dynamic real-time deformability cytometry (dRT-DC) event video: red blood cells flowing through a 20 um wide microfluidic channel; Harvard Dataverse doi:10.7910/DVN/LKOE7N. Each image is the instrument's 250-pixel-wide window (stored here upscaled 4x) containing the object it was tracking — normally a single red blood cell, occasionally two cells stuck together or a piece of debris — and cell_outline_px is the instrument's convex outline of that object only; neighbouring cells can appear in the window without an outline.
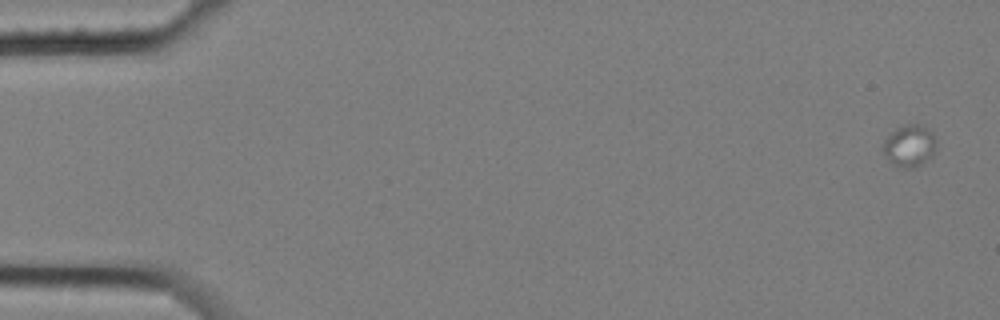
{"species": "common noctule bat (a hibernating species)", "species_latin": "Nyctalus noctula", "temperature_condition": "cold", "stored_images_in_passage": 6, "camera_frame_rate_fps": 3000, "um_per_image_px": 0.085, "animal": {"sex": "female", "body_mass_g": 25.1}, "frame": {"image": 1, "passage_image": 1, "time_ms": 0.0, "image_size_px": [1000, 320], "cell_outline_px": [[936, 148], [932, 156], [920, 164], [912, 168], [904, 168], [892, 164], [888, 160], [880, 148], [884, 140], [896, 128], [904, 124], [920, 124], [928, 128], [936, 144]], "centroid_in_image_um": [77.26, 12.39], "position_along_channel_um": 7.7, "area_um2": 13.01}}